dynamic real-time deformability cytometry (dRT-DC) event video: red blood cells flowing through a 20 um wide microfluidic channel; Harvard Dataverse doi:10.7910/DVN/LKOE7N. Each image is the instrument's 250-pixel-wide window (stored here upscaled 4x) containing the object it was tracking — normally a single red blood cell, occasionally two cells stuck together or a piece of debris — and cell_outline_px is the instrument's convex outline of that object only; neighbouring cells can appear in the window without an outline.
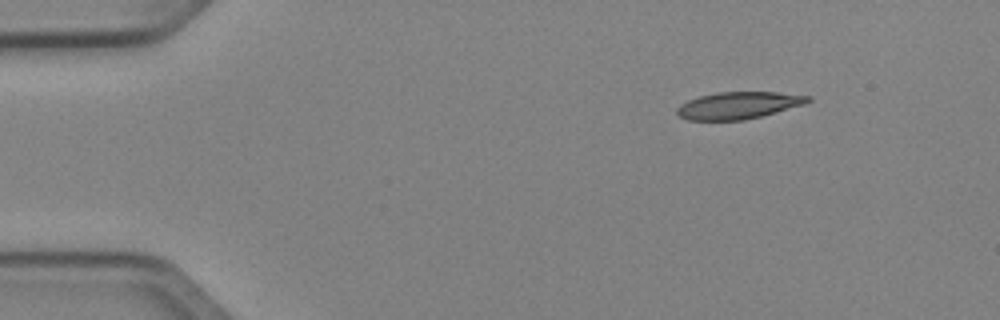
{"species": "Egyptian fruit bat (a non-hibernating species)", "species_latin": "Rousettus aegyptiacus", "temperature_condition": "cold", "stored_images_in_passage": 44, "camera_frame_rate_fps": 3000, "um_per_image_px": 0.085, "animal": {"sex": "female"}, "frame": {"image": 1, "passage_image": 1, "time_ms": 0.0, "image_size_px": [1000, 320], "cell_outline_px": [[812, 100], [804, 104], [760, 116], [744, 120], [688, 120], [680, 116], [676, 112], [676, 108], [680, 104], [688, 100], [700, 96], [716, 92], [776, 92], [812, 96]], "centroid_in_image_um": [62.75, 8.95], "position_along_channel_um": 22.2, "area_um2": 20.52}}
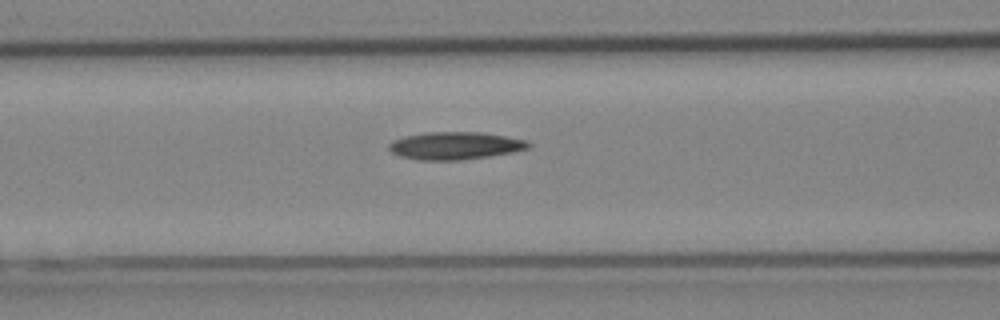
{"frame": {"image": 2, "passage_image": 15, "time_ms": 4.667, "image_size_px": [1000, 320], "cell_outline_px": [[532, 148], [512, 152], [488, 156], [460, 160], [420, 160], [400, 156], [392, 152], [388, 148], [388, 144], [392, 140], [404, 136], [424, 132], [480, 132], [528, 140], [532, 144]], "centroid_in_image_um": [38.69, 12.38], "position_along_channel_um": 127.9, "area_um2": 22.54}}
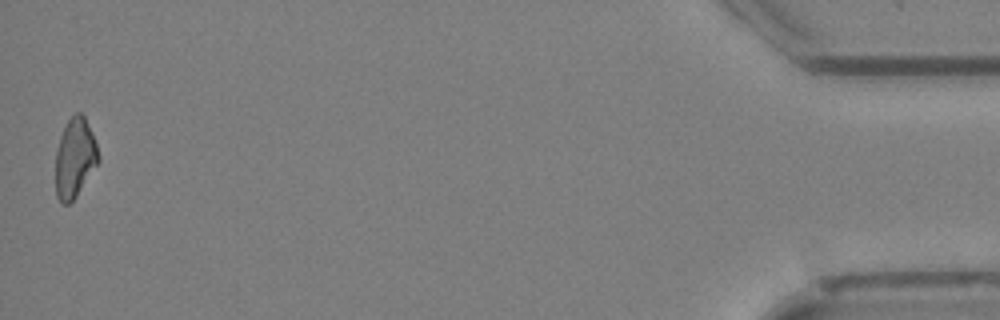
{"frame": {"image": 3, "passage_image": 44, "time_ms": 14.333, "image_size_px": [1000, 320], "cell_outline_px": [[100, 160], [76, 196], [68, 204], [60, 204], [56, 196], [56, 148], [60, 136], [68, 120], [76, 112], [80, 112], [84, 116], [92, 132], [100, 156]], "centroid_in_image_um": [6.36, 13.43], "position_along_channel_um": 428.8, "area_um2": 19.77}, "authors_computed_cell_mechanics": {"area_um2": 21.3282, "velocity_mm_per_s": 4.0599, "shape_relaxation_time_tau1_ms": 10.8337, "shape_relaxation_time_tau2_ms": null, "deformation_change_tau1": 0.2362, "deformation_change_tau2": null}}